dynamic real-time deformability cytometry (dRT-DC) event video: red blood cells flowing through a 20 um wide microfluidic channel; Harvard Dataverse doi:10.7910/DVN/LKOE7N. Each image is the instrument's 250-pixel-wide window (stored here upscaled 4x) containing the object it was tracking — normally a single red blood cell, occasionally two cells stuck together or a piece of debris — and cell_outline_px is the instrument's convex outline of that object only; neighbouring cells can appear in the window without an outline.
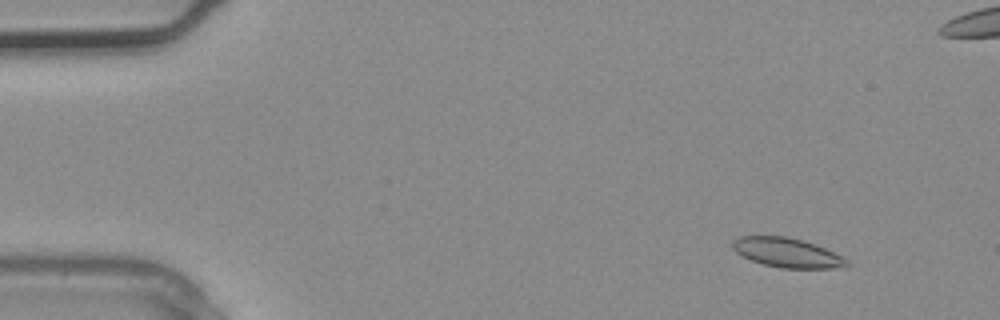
{"species": "common noctule bat (a hibernating species)", "species_latin": "Nyctalus noctula", "temperature_condition": "warm", "stored_images_in_passage": 3, "camera_frame_rate_fps": 3000, "um_per_image_px": 0.085, "animal": {"sex": "male", "body_mass_g": 20.4}, "frame": {"image": 1, "passage_image": 1, "time_ms": 0.0, "image_size_px": [1000, 320], "cell_outline_px": [[848, 264], [832, 268], [780, 268], [764, 264], [752, 260], [736, 252], [732, 248], [732, 240], [740, 236], [784, 236], [804, 240], [824, 248], [848, 260]], "centroid_in_image_um": [66.84, 21.46], "position_along_channel_um": 18.2, "area_um2": 19.25}}